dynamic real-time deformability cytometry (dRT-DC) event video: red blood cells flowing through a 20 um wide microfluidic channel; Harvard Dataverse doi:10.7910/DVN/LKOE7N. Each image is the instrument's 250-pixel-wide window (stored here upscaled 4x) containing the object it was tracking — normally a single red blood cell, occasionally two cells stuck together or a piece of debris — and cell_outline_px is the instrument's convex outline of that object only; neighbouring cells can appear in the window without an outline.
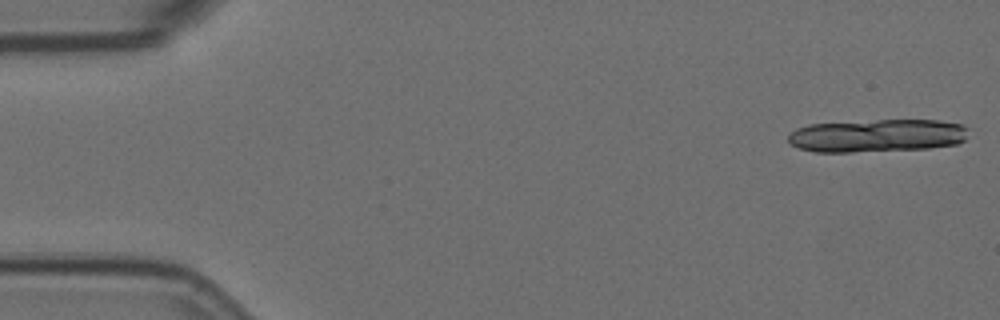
{"species": "Egyptian fruit bat (a non-hibernating species)", "species_latin": "Rousettus aegyptiacus", "temperature_condition": "room temperature", "stored_images_in_passage": 20, "camera_frame_rate_fps": 3000, "um_per_image_px": 0.085, "animal": {"sex": "female"}, "frame": {"image": 1, "passage_image": 1, "time_ms": 0.0, "image_size_px": [1000, 320], "cell_outline_px": [[968, 128], [964, 140], [956, 144], [928, 148], [852, 152], [816, 152], [800, 148], [788, 144], [788, 136], [796, 128], [808, 124], [876, 120], [940, 120], [964, 124]], "centroid_in_image_um": [74.54, 11.52], "position_along_channel_um": 10.5, "area_um2": 34.74}}
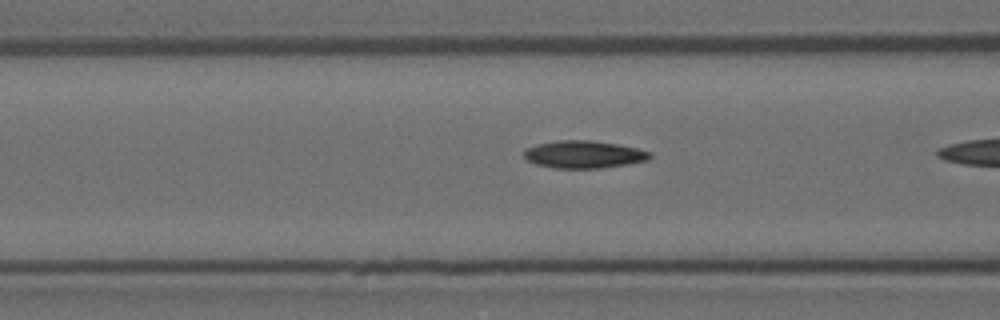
{"frame": {"image": 2, "passage_image": 19, "time_ms": 6.0, "image_size_px": [1000, 320], "cell_outline_px": [[652, 156], [648, 160], [628, 164], [600, 168], [556, 168], [536, 164], [528, 160], [524, 156], [524, 152], [528, 148], [536, 144], [556, 140], [592, 140], [616, 144], [636, 148], [652, 152]], "centroid_in_image_um": [49.64, 13.12], "position_along_channel_um": 117.0, "area_um2": 20.11}}